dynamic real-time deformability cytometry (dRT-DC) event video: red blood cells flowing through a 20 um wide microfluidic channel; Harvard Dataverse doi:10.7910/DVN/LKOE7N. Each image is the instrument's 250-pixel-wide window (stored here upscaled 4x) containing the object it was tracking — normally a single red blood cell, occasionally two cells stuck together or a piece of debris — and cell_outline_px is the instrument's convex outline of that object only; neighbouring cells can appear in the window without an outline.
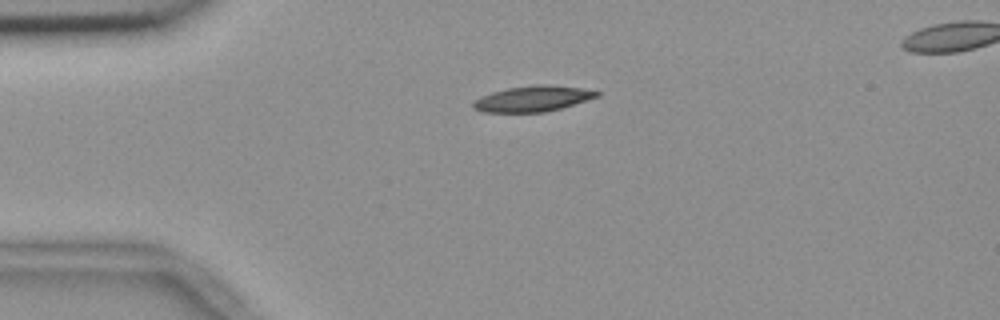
{"species": "common noctule bat (a hibernating species)", "species_latin": "Nyctalus noctula", "temperature_condition": "room temperature", "stored_images_in_passage": 3, "segment_of_instrument_passage": [1, 2], "camera_frame_rate_fps": 3000, "um_per_image_px": 0.085, "animal": {"sex": "female", "body_mass_g": 18.4}, "frame": {"image": 1, "passage_image": 1, "time_ms": 0.0, "image_size_px": [1000, 320], "cell_outline_px": [[600, 96], [588, 100], [560, 108], [544, 112], [484, 112], [472, 108], [472, 104], [480, 96], [492, 92], [508, 88], [540, 84], [548, 84], [580, 88], [600, 92]], "centroid_in_image_um": [45.28, 8.39], "position_along_channel_um": 39.7, "area_um2": 18.38}}